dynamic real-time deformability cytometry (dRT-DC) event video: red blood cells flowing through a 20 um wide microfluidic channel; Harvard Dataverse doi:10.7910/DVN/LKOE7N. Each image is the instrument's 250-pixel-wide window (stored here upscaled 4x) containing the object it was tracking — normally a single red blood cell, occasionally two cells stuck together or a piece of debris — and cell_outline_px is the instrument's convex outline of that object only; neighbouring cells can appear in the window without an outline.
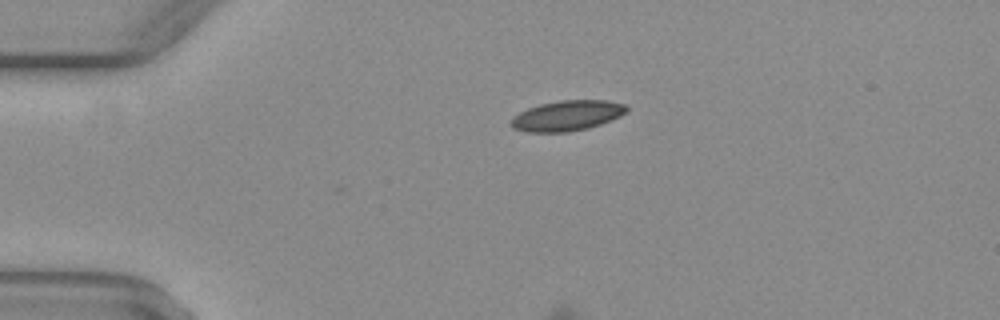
{"species": "common noctule bat (a hibernating species)", "species_latin": "Nyctalus noctula", "temperature_condition": "warm", "stored_images_in_passage": 6, "camera_frame_rate_fps": 3000, "um_per_image_px": 0.085, "animal": {"sex": "female", "body_mass_g": 29.2, "forearm_length_mm": 56.3}, "frame": {"image": 1, "passage_image": 1, "time_ms": 0.0, "image_size_px": [1000, 320], "cell_outline_px": [[628, 108], [620, 116], [600, 124], [588, 128], [568, 132], [528, 132], [512, 128], [508, 124], [512, 116], [528, 108], [540, 104], [560, 100], [604, 100], [624, 104]], "centroid_in_image_um": [48.14, 9.84], "position_along_channel_um": 36.9, "area_um2": 20.4}}